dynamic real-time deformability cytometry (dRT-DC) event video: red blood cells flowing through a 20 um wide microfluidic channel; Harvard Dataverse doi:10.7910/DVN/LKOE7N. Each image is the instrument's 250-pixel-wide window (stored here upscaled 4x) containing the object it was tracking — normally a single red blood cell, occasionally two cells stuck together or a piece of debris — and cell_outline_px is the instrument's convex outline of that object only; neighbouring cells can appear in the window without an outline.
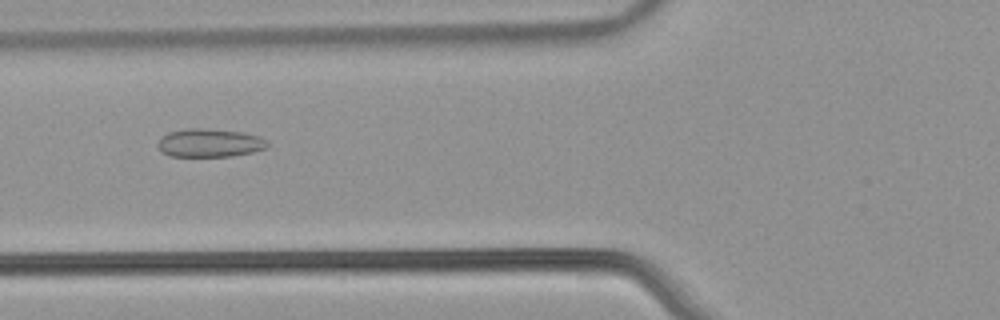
{"species": "common noctule bat (a hibernating species)", "species_latin": "Nyctalus noctula", "temperature_condition": "warm", "stored_images_in_passage": 37, "camera_frame_rate_fps": 3000, "um_per_image_px": 0.085, "animal": {"sex": "male", "body_mass_g": 21.5, "forearm_length_mm": 52.0}, "frame": {"image": 1, "passage_image": 4, "time_ms": 1.0, "image_size_px": [1000, 320], "cell_outline_px": [[268, 144], [264, 148], [252, 152], [232, 156], [172, 156], [164, 152], [160, 148], [160, 140], [168, 132], [184, 128], [200, 128], [244, 132], [256, 136], [264, 140]], "centroid_in_image_um": [17.82, 12.14], "position_along_channel_um": 108.0, "area_um2": 17.63}}
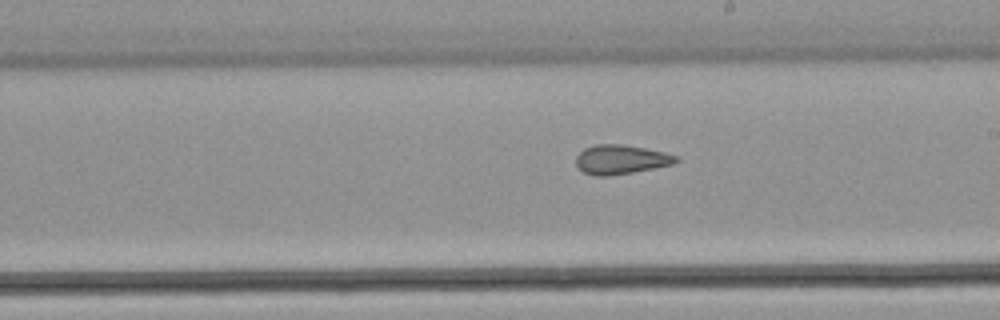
{"frame": {"image": 2, "passage_image": 14, "time_ms": 4.333, "image_size_px": [1000, 320], "cell_outline_px": [[680, 160], [672, 164], [632, 172], [608, 176], [596, 176], [584, 172], [576, 164], [576, 156], [584, 148], [596, 144], [624, 144], [664, 152], [680, 156]], "centroid_in_image_um": [52.78, 13.54], "position_along_channel_um": 236.2, "area_um2": 16.99}}
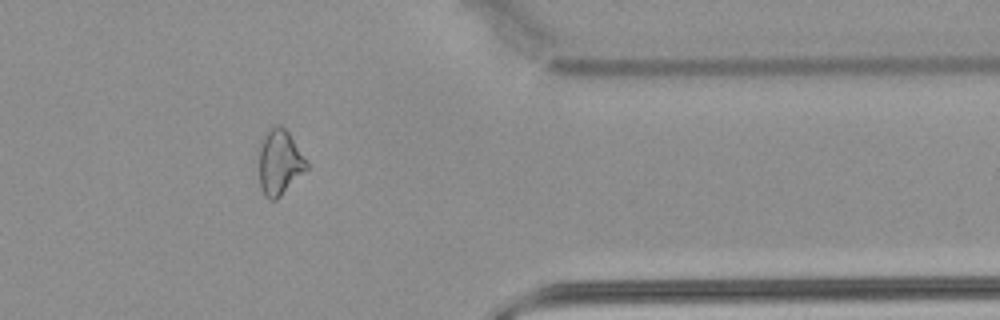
{"frame": {"image": 3, "passage_image": 27, "time_ms": 8.667, "image_size_px": [1000, 320], "cell_outline_px": [[308, 168], [276, 200], [268, 200], [264, 196], [260, 188], [260, 140], [276, 124], [280, 124], [288, 132], [308, 160]], "centroid_in_image_um": [23.78, 13.81], "position_along_channel_um": 387.6, "area_um2": 18.03}, "authors_computed_cell_mechanics": {"area_um2": 17.3978, "velocity_mm_per_s": 3.8466, "shape_relaxation_time_tau1_ms": null, "shape_relaxation_time_tau2_ms": 2.1066, "deformation_change_tau1": null, "deformation_change_tau2": 0.0938}}